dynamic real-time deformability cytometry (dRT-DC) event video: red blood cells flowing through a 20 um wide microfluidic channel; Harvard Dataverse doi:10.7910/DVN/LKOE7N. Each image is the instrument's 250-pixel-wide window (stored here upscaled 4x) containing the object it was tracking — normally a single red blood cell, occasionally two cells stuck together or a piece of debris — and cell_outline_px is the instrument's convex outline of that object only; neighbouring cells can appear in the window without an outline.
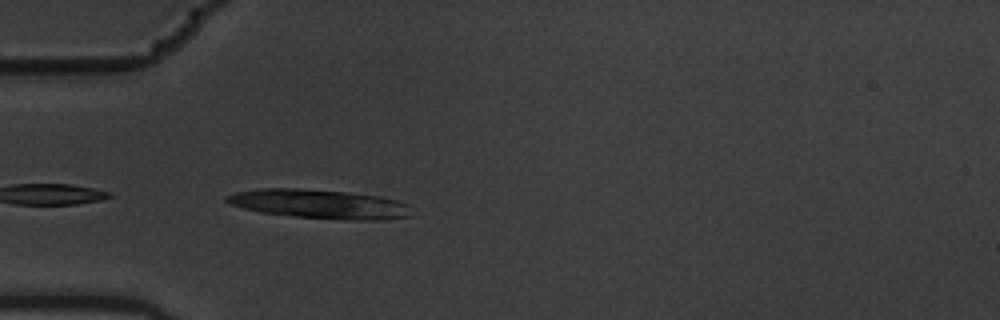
{"species": "common noctule bat (a hibernating species)", "species_latin": "Nyctalus noctula", "temperature_condition": "warm", "stored_images_in_passage": 4, "camera_frame_rate_fps": 3000, "um_per_image_px": 0.085, "animal": {"sex": "male", "body_mass_g": 19.5, "forearm_length_mm": 54.6}, "frame": {"image": 1, "passage_image": 4, "time_ms": 1.0, "image_size_px": [1000, 320], "cell_outline_px": [[412, 216], [384, 220], [344, 220], [296, 216], [260, 212], [228, 204], [224, 200], [224, 196], [236, 192], [260, 188], [296, 188], [348, 192], [380, 196], [396, 200], [408, 204]], "centroid_in_image_um": [27.16, 17.34], "position_along_channel_um": 57.8, "area_um2": 31.5}}